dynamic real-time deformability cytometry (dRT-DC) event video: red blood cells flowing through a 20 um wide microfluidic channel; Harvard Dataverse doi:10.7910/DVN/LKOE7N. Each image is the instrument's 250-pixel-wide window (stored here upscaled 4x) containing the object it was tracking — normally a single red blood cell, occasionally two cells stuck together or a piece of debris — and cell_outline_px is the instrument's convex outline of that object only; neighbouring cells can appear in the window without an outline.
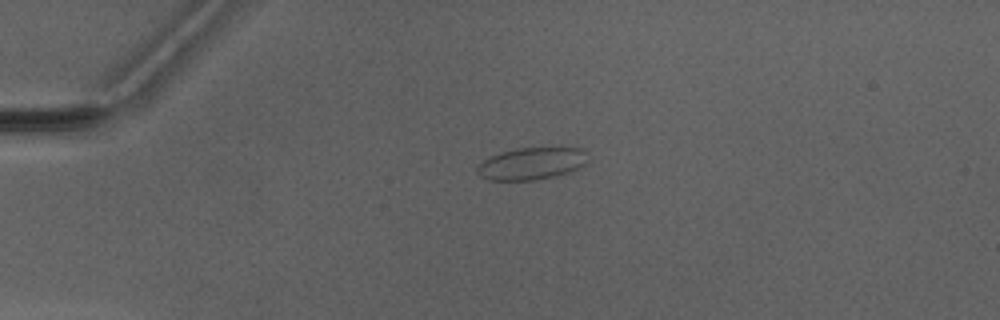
{"species": "Egyptian fruit bat (a non-hibernating species)", "species_latin": "Rousettus aegyptiacus", "temperature_condition": "warm", "stored_images_in_passage": 3, "camera_frame_rate_fps": 3000, "um_per_image_px": 0.085, "animal": {"sex": "male"}, "frame": {"image": 1, "passage_image": 2, "time_ms": 1.333, "image_size_px": [1000, 320], "cell_outline_px": [[588, 160], [584, 164], [568, 172], [556, 176], [536, 180], [488, 180], [480, 176], [476, 172], [476, 164], [500, 152], [516, 148], [584, 148], [588, 152]], "centroid_in_image_um": [45.17, 13.9], "position_along_channel_um": 39.8, "area_um2": 20.87}}